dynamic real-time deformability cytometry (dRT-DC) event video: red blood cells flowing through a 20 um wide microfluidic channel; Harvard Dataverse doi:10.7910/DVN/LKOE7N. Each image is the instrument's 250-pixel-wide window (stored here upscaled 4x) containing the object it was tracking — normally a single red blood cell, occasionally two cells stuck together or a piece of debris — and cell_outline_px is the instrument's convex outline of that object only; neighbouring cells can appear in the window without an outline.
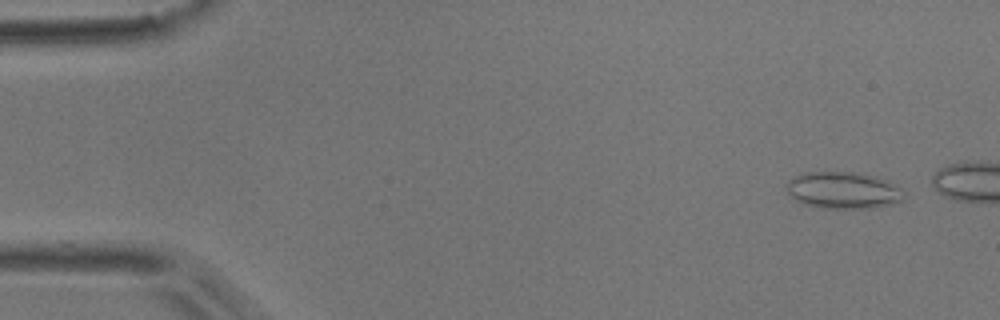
{"species": "common noctule bat (a hibernating species)", "species_latin": "Nyctalus noctula", "temperature_condition": "room temperature", "stored_images_in_passage": 4, "camera_frame_rate_fps": 3000, "um_per_image_px": 0.085, "animal": {"sex": "male", "body_mass_g": 17.9}, "frame": {"image": 1, "passage_image": 1, "time_ms": 0.0, "image_size_px": [1000, 320], "cell_outline_px": [[904, 200], [892, 204], [872, 208], [824, 208], [804, 204], [796, 200], [788, 192], [784, 184], [788, 180], [800, 172], [852, 172], [872, 176], [888, 180], [900, 188], [904, 196]], "centroid_in_image_um": [71.64, 16.17], "position_along_channel_um": 13.4, "area_um2": 25.26}}